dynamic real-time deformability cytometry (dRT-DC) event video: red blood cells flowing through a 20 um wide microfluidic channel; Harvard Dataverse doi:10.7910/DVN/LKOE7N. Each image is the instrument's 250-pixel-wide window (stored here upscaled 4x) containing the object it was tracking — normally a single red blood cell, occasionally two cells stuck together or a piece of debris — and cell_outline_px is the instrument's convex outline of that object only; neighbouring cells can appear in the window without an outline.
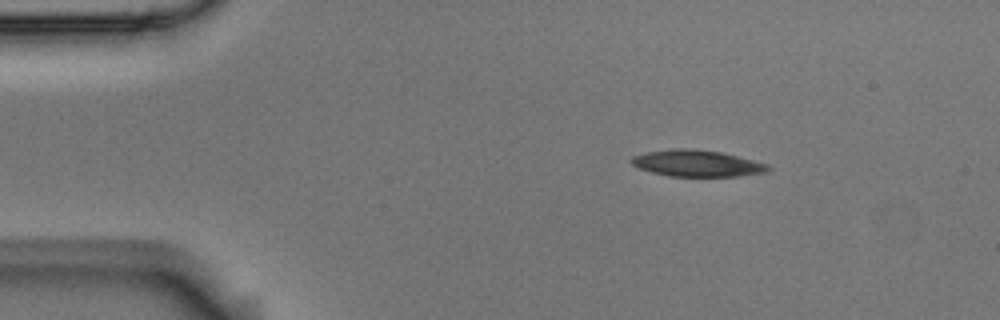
{"species": "Egyptian fruit bat (a non-hibernating species)", "species_latin": "Rousettus aegyptiacus", "temperature_condition": "room temperature", "stored_images_in_passage": 3, "camera_frame_rate_fps": 3000, "um_per_image_px": 0.085, "animal": {"sex": "male"}, "frame": {"image": 1, "passage_image": 1, "time_ms": 0.0, "image_size_px": [1000, 320], "cell_outline_px": [[772, 168], [768, 172], [736, 176], [668, 176], [652, 172], [640, 168], [632, 164], [628, 160], [632, 156], [644, 152], [672, 148], [688, 148], [724, 152], [768, 164]], "centroid_in_image_um": [59.24, 13.87], "position_along_channel_um": 25.8, "area_um2": 21.33}}